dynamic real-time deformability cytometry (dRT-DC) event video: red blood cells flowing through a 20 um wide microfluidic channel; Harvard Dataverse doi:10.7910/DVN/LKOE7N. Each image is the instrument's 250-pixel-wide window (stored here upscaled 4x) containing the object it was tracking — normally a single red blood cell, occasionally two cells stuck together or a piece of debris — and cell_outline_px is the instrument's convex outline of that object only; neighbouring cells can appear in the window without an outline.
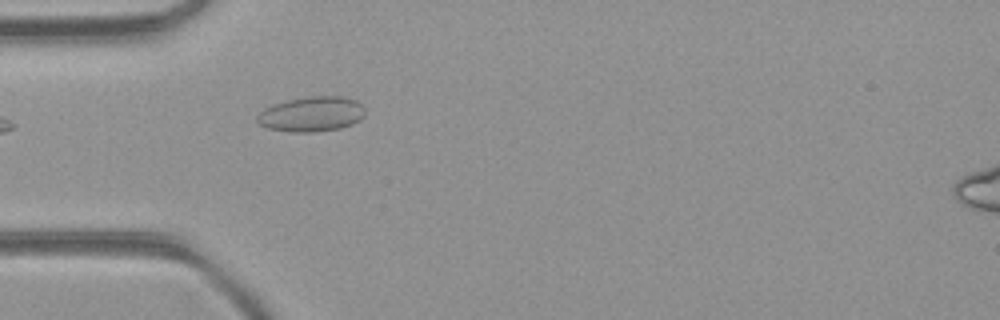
{"species": "common noctule bat (a hibernating species)", "species_latin": "Nyctalus noctula", "temperature_condition": "room temperature", "stored_images_in_passage": 5, "camera_frame_rate_fps": 3000, "um_per_image_px": 0.085, "animal": {"sex": "female", "body_mass_g": 21.9}, "frame": {"image": 1, "passage_image": 5, "time_ms": 1.333, "image_size_px": [1000, 320], "cell_outline_px": [[364, 116], [360, 120], [352, 124], [340, 128], [316, 132], [292, 132], [268, 128], [260, 124], [256, 120], [256, 116], [264, 108], [272, 104], [288, 100], [308, 96], [344, 96], [356, 100], [364, 108]], "centroid_in_image_um": [26.48, 9.69], "position_along_channel_um": 58.5, "area_um2": 22.14}}